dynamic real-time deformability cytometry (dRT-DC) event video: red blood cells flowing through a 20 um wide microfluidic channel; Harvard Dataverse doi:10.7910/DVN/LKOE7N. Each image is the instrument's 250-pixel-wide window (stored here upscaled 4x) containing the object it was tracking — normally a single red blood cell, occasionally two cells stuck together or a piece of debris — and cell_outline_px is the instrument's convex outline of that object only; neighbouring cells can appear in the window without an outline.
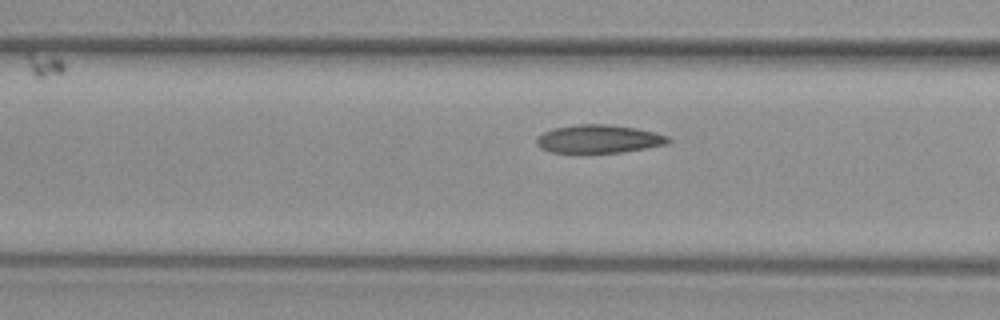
{"species": "common noctule bat (a hibernating species)", "species_latin": "Nyctalus noctula", "temperature_condition": "warm", "stored_images_in_passage": 7, "camera_frame_rate_fps": 3000, "um_per_image_px": 0.085, "animal": {"sex": "female", "body_mass_g": 29.2, "forearm_length_mm": 56.3}, "frame": {"image": 1, "passage_image": 6, "time_ms": 1.667, "image_size_px": [1000, 320], "cell_outline_px": [[672, 140], [668, 144], [620, 152], [552, 152], [540, 148], [536, 144], [536, 136], [552, 128], [576, 124], [608, 124], [636, 128], [656, 132], [668, 136]], "centroid_in_image_um": [50.89, 11.79], "position_along_channel_um": 115.7, "area_um2": 21.68}}